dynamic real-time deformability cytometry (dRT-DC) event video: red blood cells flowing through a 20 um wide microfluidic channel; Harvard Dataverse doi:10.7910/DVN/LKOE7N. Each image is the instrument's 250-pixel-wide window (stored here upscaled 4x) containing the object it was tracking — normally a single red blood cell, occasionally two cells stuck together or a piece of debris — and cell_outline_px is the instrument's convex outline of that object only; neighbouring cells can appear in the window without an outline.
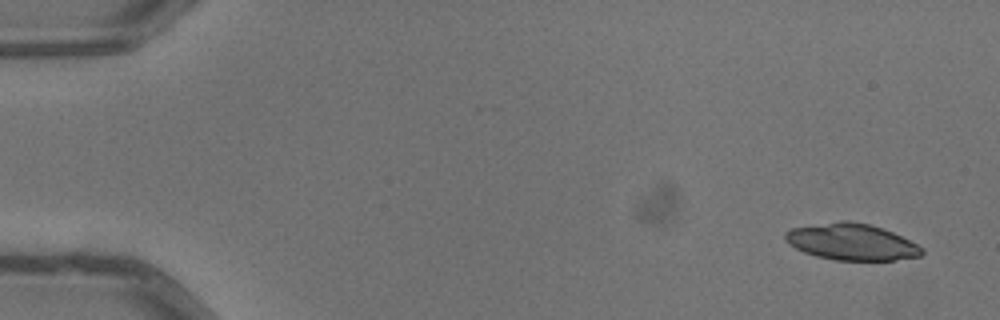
{"species": "common noctule bat (a hibernating species)", "species_latin": "Nyctalus noctula", "temperature_condition": "warm", "stored_images_in_passage": 6, "camera_frame_rate_fps": 3000, "um_per_image_px": 0.085, "animal": {"sex": "male", "body_mass_g": 13.3}, "frame": {"image": 1, "passage_image": 1, "time_ms": 0.0, "image_size_px": [1000, 320], "cell_outline_px": [[924, 252], [920, 256], [892, 260], [836, 260], [816, 256], [804, 252], [788, 244], [784, 240], [784, 232], [792, 228], [840, 220], [848, 220], [868, 224], [892, 232], [924, 248]], "centroid_in_image_um": [72.34, 20.56], "position_along_channel_um": 12.7, "area_um2": 28.9}}
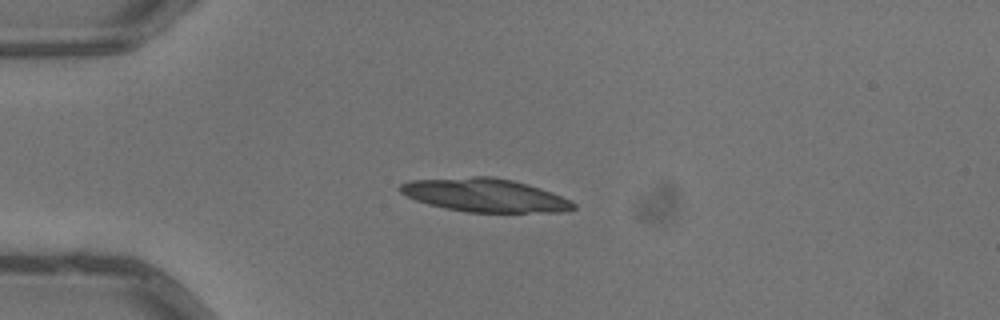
{"frame": {"image": 2, "passage_image": 4, "time_ms": 1.0, "image_size_px": [1000, 320], "cell_outline_px": [[576, 208], [564, 212], [468, 212], [444, 208], [428, 204], [416, 200], [400, 192], [396, 188], [400, 184], [408, 180], [472, 176], [492, 176], [512, 180], [540, 188], [552, 192], [572, 200], [576, 204]], "centroid_in_image_um": [41.21, 16.59], "position_along_channel_um": 43.8, "area_um2": 33.93}}